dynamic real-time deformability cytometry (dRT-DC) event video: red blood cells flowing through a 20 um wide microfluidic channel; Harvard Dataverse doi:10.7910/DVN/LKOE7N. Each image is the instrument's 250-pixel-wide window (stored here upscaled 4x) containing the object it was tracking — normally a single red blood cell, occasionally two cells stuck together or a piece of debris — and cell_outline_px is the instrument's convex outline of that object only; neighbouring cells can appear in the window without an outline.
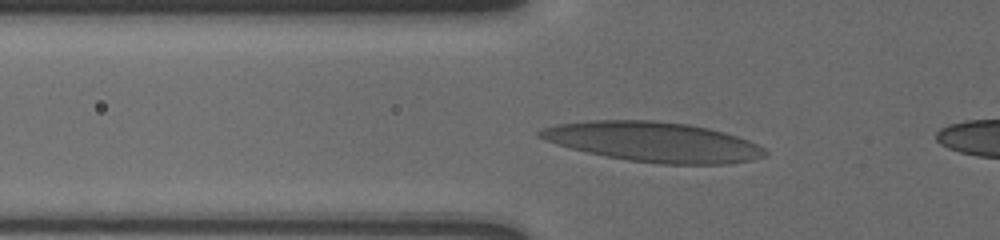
{"species": "human", "species_latin": "Homo sapiens", "temperature_condition": "cold", "stored_images_in_passage": 5, "camera_frame_rate_fps": 3000, "um_per_image_px": 0.085, "donor": {"sex": "male"}, "frame": {"image": 1, "passage_image": 2, "time_ms": 0.667, "image_size_px": [1000, 240], "cell_outline_px": [[768, 156], [752, 160], [728, 164], [660, 164], [628, 160], [588, 152], [556, 144], [544, 140], [536, 136], [536, 132], [544, 128], [556, 124], [588, 120], [652, 120], [688, 124], [708, 128], [724, 132], [748, 140], [764, 148], [768, 152]], "centroid_in_image_um": [55.55, 12.06], "position_along_channel_um": 70.3, "area_um2": 52.31}}